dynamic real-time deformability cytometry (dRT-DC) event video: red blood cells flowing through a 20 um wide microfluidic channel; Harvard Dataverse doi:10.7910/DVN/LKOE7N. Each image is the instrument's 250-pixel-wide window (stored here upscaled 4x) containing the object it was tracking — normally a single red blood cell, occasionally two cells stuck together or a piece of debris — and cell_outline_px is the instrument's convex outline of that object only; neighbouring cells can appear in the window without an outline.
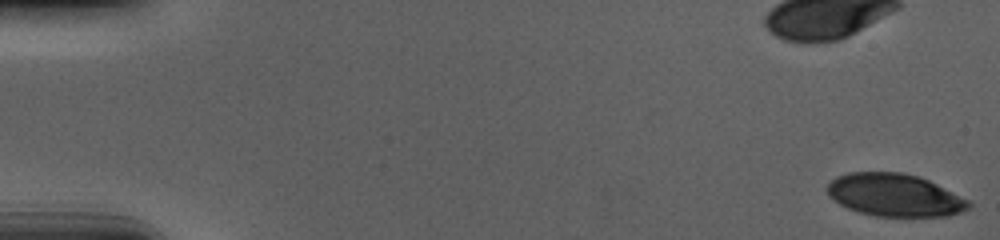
{"species": "human", "species_latin": "Homo sapiens", "temperature_condition": "cold", "stored_images_in_passage": 56, "camera_frame_rate_fps": 3000, "um_per_image_px": 0.085, "donor": {"sex": "male"}, "frame": {"image": 1, "passage_image": 1, "time_ms": 0.0, "image_size_px": [1000, 240], "cell_outline_px": [[972, 204], [968, 208], [960, 212], [948, 216], [876, 216], [860, 212], [848, 208], [832, 200], [828, 196], [824, 188], [836, 176], [848, 172], [900, 172], [916, 176], [928, 180], [968, 200]], "centroid_in_image_um": [75.98, 16.58], "position_along_channel_um": 9.0, "area_um2": 35.03}}
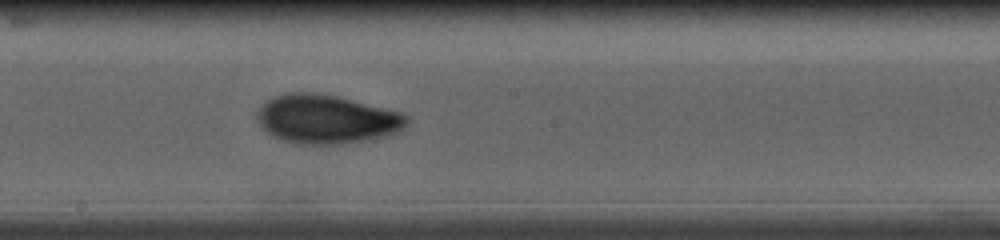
{"frame": {"image": 2, "passage_image": 32, "time_ms": 10.333, "image_size_px": [1000, 240], "cell_outline_px": [[412, 120], [400, 132], [388, 136], [340, 144], [292, 144], [280, 140], [272, 136], [256, 120], [256, 112], [260, 104], [272, 96], [288, 92], [312, 92], [336, 96], [400, 112], [408, 116]], "centroid_in_image_um": [27.73, 10.13], "position_along_channel_um": 220.5, "area_um2": 43.12}}
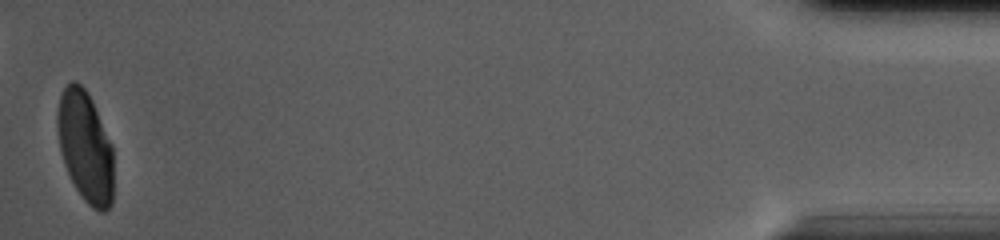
{"frame": {"image": 3, "passage_image": 56, "time_ms": 18.333, "image_size_px": [1000, 240], "cell_outline_px": [[112, 204], [104, 212], [100, 212], [92, 208], [84, 200], [76, 188], [64, 164], [60, 152], [56, 124], [56, 112], [60, 96], [64, 88], [72, 80], [76, 80], [88, 92], [92, 100], [112, 144]], "centroid_in_image_um": [7.23, 12.44], "position_along_channel_um": 428.0, "area_um2": 36.41}, "authors_computed_cell_mechanics": {"area_um2": 39.3618, "velocity_mm_per_s": 3.6824, "shape_relaxation_time_tau1_ms": 4.9042, "shape_relaxation_time_tau2_ms": 1.2861, "deformation_change_tau1": 0.1647, "deformation_change_tau2": 0.0569}}